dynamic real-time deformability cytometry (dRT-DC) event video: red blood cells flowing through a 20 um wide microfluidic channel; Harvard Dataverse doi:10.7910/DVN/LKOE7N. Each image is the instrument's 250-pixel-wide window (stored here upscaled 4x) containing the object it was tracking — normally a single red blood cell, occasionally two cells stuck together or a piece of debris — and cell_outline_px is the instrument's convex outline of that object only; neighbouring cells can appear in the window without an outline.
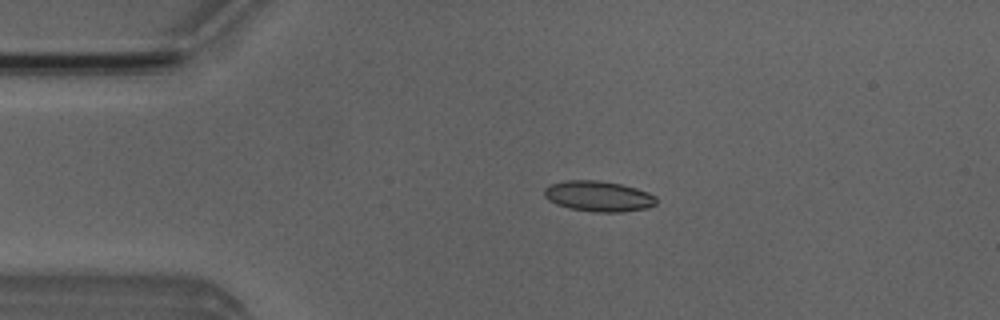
{"species": "Egyptian fruit bat (a non-hibernating species)", "species_latin": "Rousettus aegyptiacus", "temperature_condition": "room temperature", "stored_images_in_passage": 4, "camera_frame_rate_fps": 3000, "um_per_image_px": 0.085, "animal": {"sex": "male"}, "frame": {"image": 1, "passage_image": 3, "time_ms": 2.333, "image_size_px": [1000, 320], "cell_outline_px": [[656, 204], [648, 208], [624, 212], [596, 212], [568, 208], [556, 204], [548, 200], [544, 196], [544, 188], [552, 184], [564, 180], [600, 180], [620, 184], [636, 188], [648, 192], [656, 196]], "centroid_in_image_um": [50.87, 16.68], "position_along_channel_um": 34.1, "area_um2": 20.11}}